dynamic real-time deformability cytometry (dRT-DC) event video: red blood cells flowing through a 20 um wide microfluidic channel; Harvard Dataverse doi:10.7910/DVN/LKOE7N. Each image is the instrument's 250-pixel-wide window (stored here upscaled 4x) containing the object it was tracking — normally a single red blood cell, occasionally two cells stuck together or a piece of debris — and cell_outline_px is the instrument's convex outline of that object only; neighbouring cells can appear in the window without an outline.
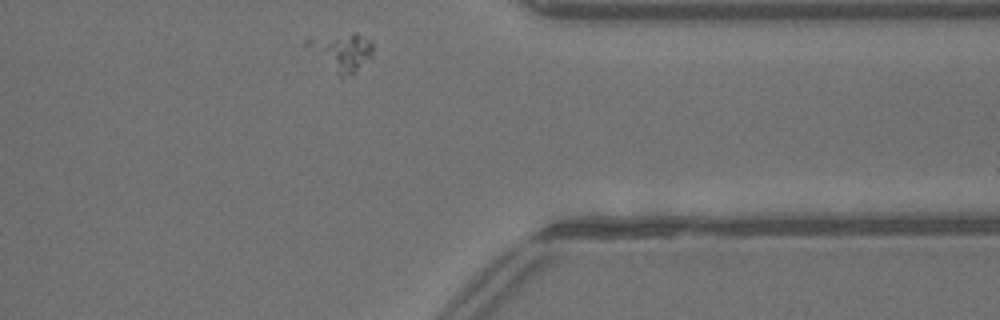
{"species": "common noctule bat (a hibernating species)", "species_latin": "Nyctalus noctula", "temperature_condition": "warm", "stored_images_in_passage": 22, "camera_frame_rate_fps": 3000, "um_per_image_px": 0.085, "animal": {"sex": "male", "body_mass_g": 13.3}, "frame": {"image": 1, "passage_image": 22, "time_ms": 7.0, "image_size_px": [1000, 320], "cell_outline_px": [[372, 52], [352, 72], [340, 76], [304, 44], [304, 40], [352, 32], [356, 32], [372, 40]], "centroid_in_image_um": [29.04, 4.32], "position_along_channel_um": 382.4, "area_um2": 13.41}}